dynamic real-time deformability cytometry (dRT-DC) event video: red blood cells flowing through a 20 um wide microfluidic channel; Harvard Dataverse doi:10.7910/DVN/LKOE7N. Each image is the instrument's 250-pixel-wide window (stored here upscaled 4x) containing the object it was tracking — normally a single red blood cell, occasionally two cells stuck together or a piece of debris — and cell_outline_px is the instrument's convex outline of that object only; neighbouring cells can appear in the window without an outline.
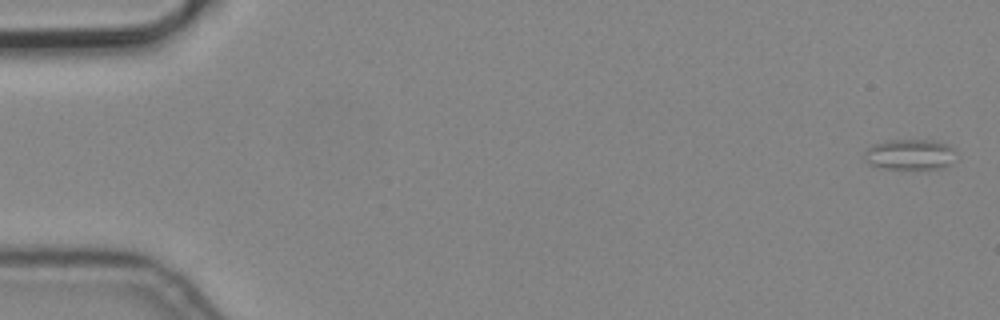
{"species": "common noctule bat (a hibernating species)", "species_latin": "Nyctalus noctula", "temperature_condition": "cold", "stored_images_in_passage": 5, "camera_frame_rate_fps": 3000, "um_per_image_px": 0.085, "animal": {"sex": "male", "body_mass_g": 19.2, "forearm_length_mm": 51.8}, "frame": {"image": 1, "passage_image": 1, "time_ms": 0.0, "image_size_px": [1000, 320], "cell_outline_px": [[952, 148], [948, 164], [944, 168], [884, 168], [868, 164], [864, 160], [868, 148], [872, 144], [888, 140], [932, 140], [948, 144]], "centroid_in_image_um": [77.25, 13.11], "position_along_channel_um": 7.7, "area_um2": 15.78}}
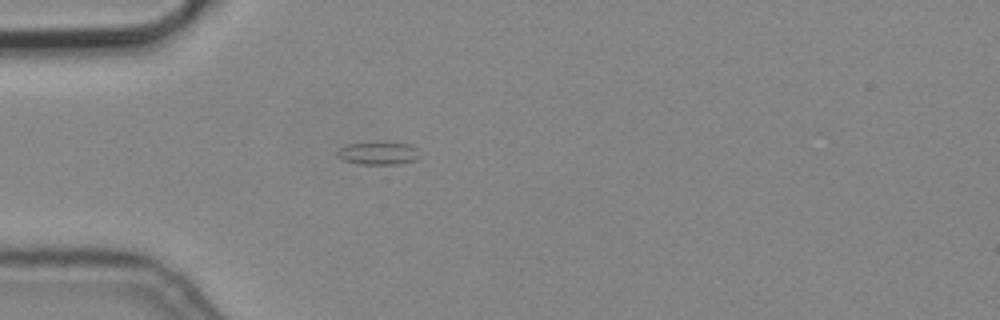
{"frame": {"image": 2, "passage_image": 4, "time_ms": 1.0, "image_size_px": [1000, 320], "cell_outline_px": [[420, 156], [416, 160], [400, 164], [360, 164], [344, 160], [336, 156], [336, 152], [340, 148], [348, 144], [408, 144], [416, 148]], "centroid_in_image_um": [32.15, 13.07], "position_along_channel_um": 52.8, "area_um2": 10.52}}